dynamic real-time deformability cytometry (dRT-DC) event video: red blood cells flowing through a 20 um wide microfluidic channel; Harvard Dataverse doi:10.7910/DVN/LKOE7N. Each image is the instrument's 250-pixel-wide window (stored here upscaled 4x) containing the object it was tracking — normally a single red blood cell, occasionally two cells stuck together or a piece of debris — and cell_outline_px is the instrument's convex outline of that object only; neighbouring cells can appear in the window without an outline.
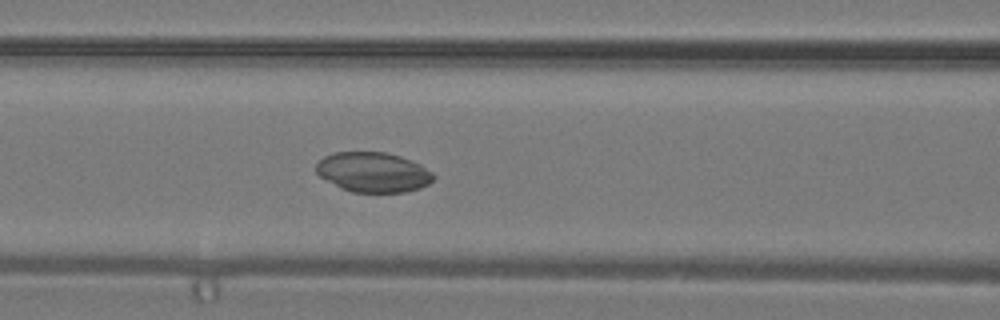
{"species": "common noctule bat (a hibernating species)", "species_latin": "Nyctalus noctula", "temperature_condition": "warm", "stored_images_in_passage": 37, "camera_frame_rate_fps": 3000, "um_per_image_px": 0.085, "animal": {"sex": "male", "body_mass_g": 19.2, "forearm_length_mm": 51.8}, "frame": {"image": 1, "passage_image": 16, "time_ms": 5.0, "image_size_px": [1000, 320], "cell_outline_px": [[436, 176], [428, 184], [420, 188], [404, 192], [352, 192], [340, 188], [320, 176], [316, 172], [316, 164], [324, 156], [332, 152], [384, 152], [400, 156], [412, 160], [420, 164], [432, 172]], "centroid_in_image_um": [31.72, 14.63], "position_along_channel_um": 134.9, "area_um2": 27.34}}
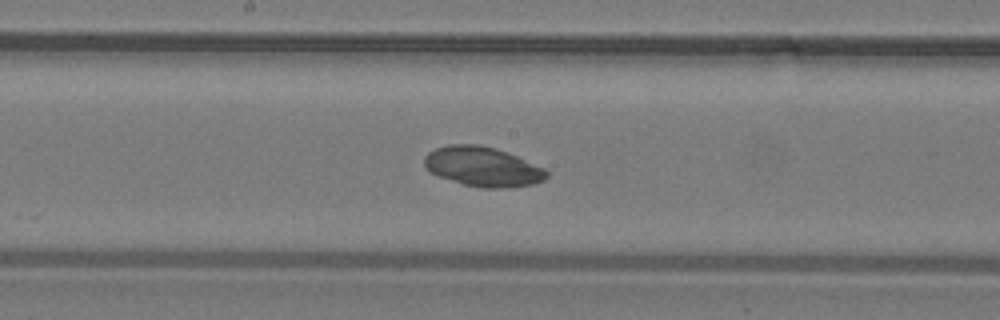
{"frame": {"image": 2, "passage_image": 20, "time_ms": 6.333, "image_size_px": [1000, 320], "cell_outline_px": [[548, 176], [544, 180], [532, 184], [508, 188], [480, 188], [464, 184], [440, 176], [432, 172], [424, 164], [424, 156], [428, 152], [436, 148], [448, 144], [480, 144], [516, 156], [544, 168], [548, 172]], "centroid_in_image_um": [41.03, 14.17], "position_along_channel_um": 207.2, "area_um2": 27.92}}
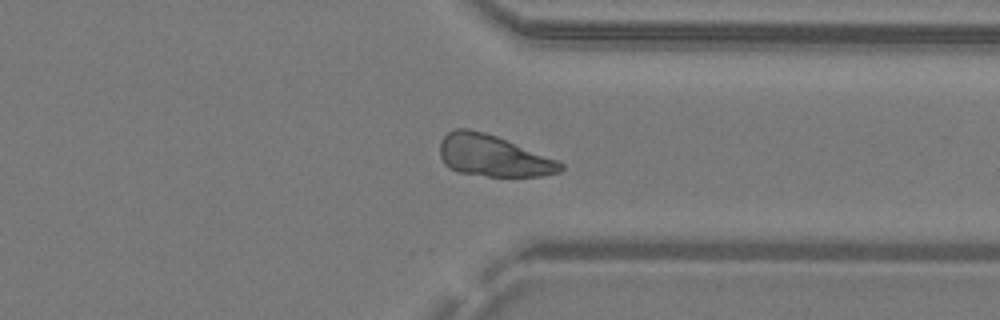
{"frame": {"image": 3, "passage_image": 29, "time_ms": 9.333, "image_size_px": [1000, 320], "cell_outline_px": [[564, 168], [560, 172], [540, 176], [488, 176], [456, 172], [448, 168], [444, 164], [440, 156], [440, 140], [452, 128], [468, 128], [484, 132], [496, 136], [560, 160], [564, 164]], "centroid_in_image_um": [41.91, 13.24], "position_along_channel_um": 369.5, "area_um2": 29.48}}